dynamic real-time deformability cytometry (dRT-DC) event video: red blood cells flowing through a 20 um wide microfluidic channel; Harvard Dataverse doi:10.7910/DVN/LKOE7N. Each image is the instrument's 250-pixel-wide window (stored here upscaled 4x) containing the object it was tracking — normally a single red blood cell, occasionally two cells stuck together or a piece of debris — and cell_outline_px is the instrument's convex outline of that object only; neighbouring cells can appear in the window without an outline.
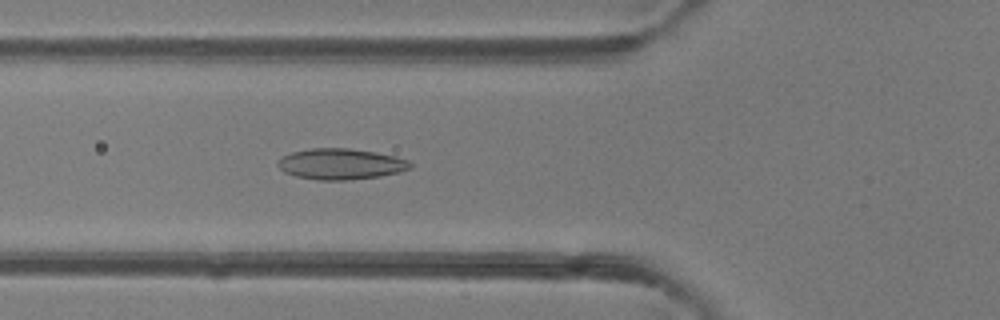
{"species": "common noctule bat (a hibernating species)", "species_latin": "Nyctalus noctula", "temperature_condition": "room temperature", "stored_images_in_passage": 49, "camera_frame_rate_fps": 3000, "um_per_image_px": 0.085, "animal": {"sex": "female"}, "frame": {"image": 1, "passage_image": 18, "time_ms": 5.667, "image_size_px": [1000, 320], "cell_outline_px": [[412, 168], [400, 172], [380, 176], [348, 180], [316, 180], [296, 176], [284, 172], [276, 164], [284, 156], [292, 152], [312, 148], [348, 148], [376, 152], [396, 156], [408, 160], [412, 164]], "centroid_in_image_um": [29.0, 13.94], "position_along_channel_um": 96.8, "area_um2": 23.87}}
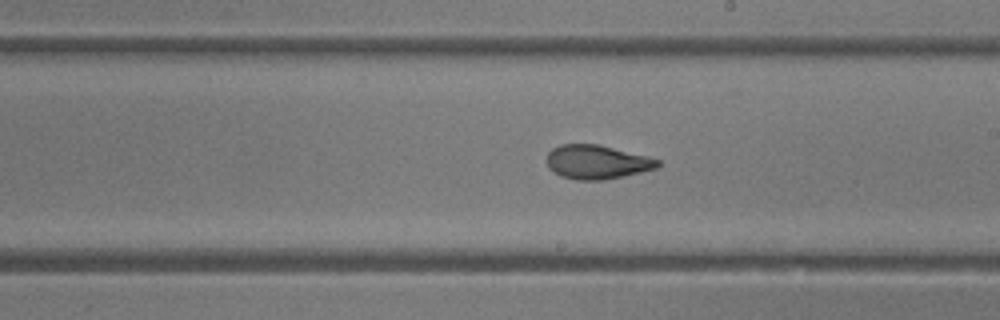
{"frame": {"image": 2, "passage_image": 28, "time_ms": 9.0, "image_size_px": [1000, 320], "cell_outline_px": [[660, 164], [656, 168], [624, 176], [604, 180], [576, 180], [560, 176], [552, 172], [548, 168], [548, 152], [552, 148], [560, 144], [600, 144], [648, 156], [660, 160]], "centroid_in_image_um": [50.73, 13.77], "position_along_channel_um": 238.3, "area_um2": 22.14}}
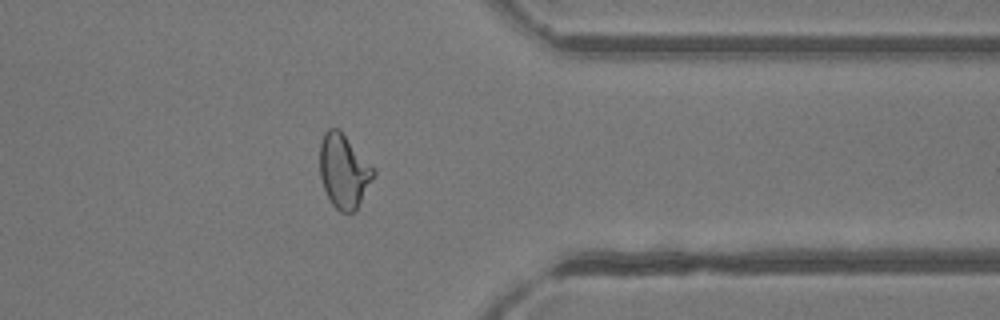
{"frame": {"image": 3, "passage_image": 39, "time_ms": 12.667, "image_size_px": [1000, 320], "cell_outline_px": [[376, 172], [356, 212], [340, 212], [332, 204], [324, 188], [320, 176], [320, 144], [324, 132], [328, 128], [336, 128], [376, 168]], "centroid_in_image_um": [29.24, 14.57], "position_along_channel_um": 382.2, "area_um2": 22.95}, "authors_computed_cell_mechanics": {"area_um2": 23.5246, "velocity_mm_per_s": 4.2202, "shape_relaxation_time_tau1_ms": 7.0344, "shape_relaxation_time_tau2_ms": 1.5079, "deformation_change_tau1": 0.2008, "deformation_change_tau2": 0.076}}